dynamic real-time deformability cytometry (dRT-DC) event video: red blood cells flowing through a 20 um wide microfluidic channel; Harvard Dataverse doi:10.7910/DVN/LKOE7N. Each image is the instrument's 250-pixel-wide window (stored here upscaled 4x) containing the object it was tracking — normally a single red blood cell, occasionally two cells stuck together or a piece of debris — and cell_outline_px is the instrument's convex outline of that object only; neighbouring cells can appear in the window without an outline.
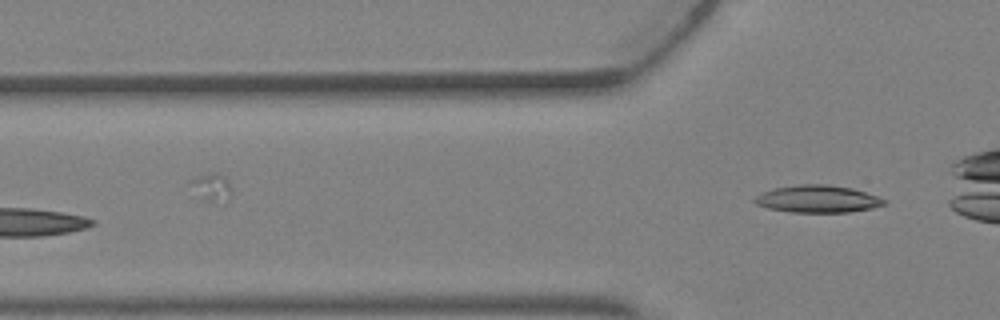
{"species": "Egyptian fruit bat (a non-hibernating species)", "species_latin": "Rousettus aegyptiacus", "temperature_condition": "warm", "stored_images_in_passage": 5, "camera_frame_rate_fps": 3000, "um_per_image_px": 0.085, "animal": {"sex": "female"}, "frame": {"image": 1, "passage_image": 5, "time_ms": 1.333, "image_size_px": [1000, 320], "cell_outline_px": [[888, 204], [872, 208], [848, 212], [792, 212], [768, 208], [756, 204], [752, 200], [756, 196], [764, 192], [776, 188], [800, 184], [824, 184], [852, 188], [888, 200]], "centroid_in_image_um": [69.53, 16.91], "position_along_channel_um": 56.3, "area_um2": 20.46}}